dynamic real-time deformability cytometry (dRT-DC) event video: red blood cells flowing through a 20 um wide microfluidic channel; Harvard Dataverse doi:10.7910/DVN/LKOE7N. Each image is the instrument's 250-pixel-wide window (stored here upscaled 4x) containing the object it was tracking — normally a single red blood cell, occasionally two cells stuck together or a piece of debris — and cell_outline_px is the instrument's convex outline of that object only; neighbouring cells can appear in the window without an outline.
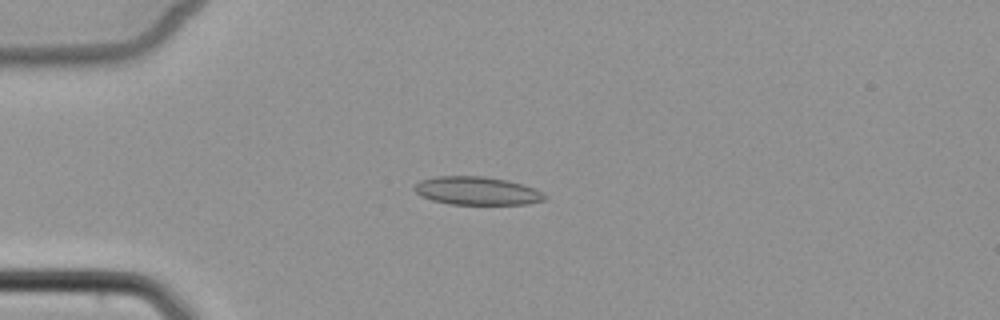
{"species": "common noctule bat (a hibernating species)", "species_latin": "Nyctalus noctula", "temperature_condition": "cold", "stored_images_in_passage": 8, "camera_frame_rate_fps": 3000, "um_per_image_px": 0.085, "animal": {"sex": "female", "body_mass_g": 22.7, "forearm_length_mm": 54.2}, "frame": {"image": 1, "passage_image": 4, "time_ms": 3.667, "image_size_px": [1000, 320], "cell_outline_px": [[548, 196], [544, 200], [528, 204], [448, 204], [432, 200], [420, 196], [412, 188], [420, 180], [436, 176], [484, 176], [508, 180], [524, 184], [544, 192]], "centroid_in_image_um": [40.56, 16.22], "position_along_channel_um": 44.4, "area_um2": 21.68}}
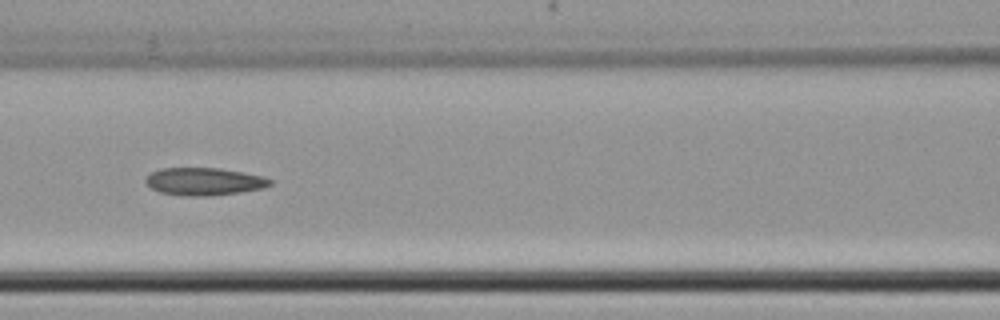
{"frame": {"image": 2, "passage_image": 7, "time_ms": 7.0, "image_size_px": [1000, 320], "cell_outline_px": [[272, 184], [264, 188], [240, 192], [208, 196], [184, 196], [160, 192], [152, 188], [144, 180], [152, 172], [160, 168], [220, 168], [244, 172], [264, 176], [272, 180]], "centroid_in_image_um": [17.39, 15.42], "position_along_channel_um": 149.2, "area_um2": 20.06}}
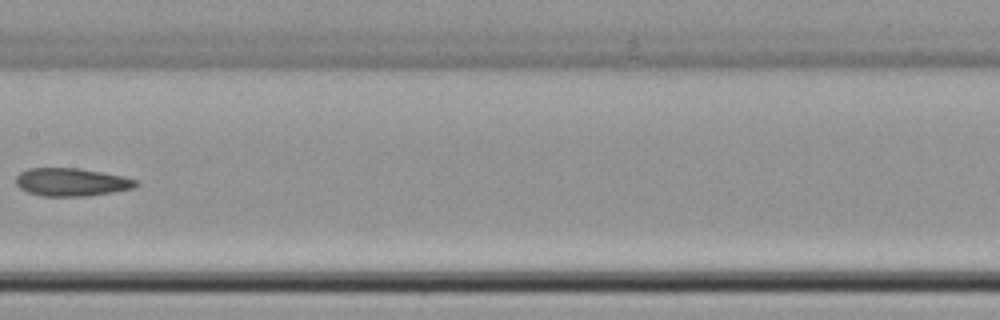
{"frame": {"image": 3, "passage_image": 8, "time_ms": 8.333, "image_size_px": [1000, 320], "cell_outline_px": [[140, 184], [136, 188], [88, 196], [40, 196], [28, 192], [20, 188], [16, 184], [16, 176], [20, 172], [28, 168], [80, 168], [124, 176], [140, 180]], "centroid_in_image_um": [6.13, 15.48], "position_along_channel_um": 201.3, "area_um2": 19.88}}